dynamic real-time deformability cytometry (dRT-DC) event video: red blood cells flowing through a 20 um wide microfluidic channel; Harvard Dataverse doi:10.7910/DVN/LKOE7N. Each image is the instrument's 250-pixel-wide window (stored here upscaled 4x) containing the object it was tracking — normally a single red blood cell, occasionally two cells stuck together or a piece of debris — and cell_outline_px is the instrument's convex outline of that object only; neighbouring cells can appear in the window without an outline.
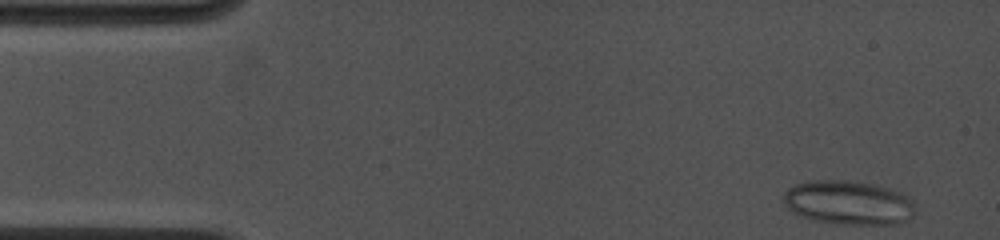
{"species": "common noctule bat (a hibernating species)", "species_latin": "Nyctalus noctula", "temperature_condition": "cold", "stored_images_in_passage": 10, "camera_frame_rate_fps": 4500, "um_per_image_px": 0.085, "animal": {"sex": "female", "body_mass_g": 19.0, "forearm_length_mm": 53.3}, "frame": {"image": 1, "passage_image": 1, "time_ms": 0.0, "image_size_px": [1000, 240], "cell_outline_px": [[912, 216], [896, 224], [840, 224], [816, 220], [792, 212], [788, 208], [784, 200], [784, 192], [788, 188], [796, 184], [816, 180], [848, 180], [876, 184], [900, 192], [908, 196], [912, 200]], "centroid_in_image_um": [72.11, 17.21], "position_along_channel_um": 12.9, "area_um2": 33.47}}